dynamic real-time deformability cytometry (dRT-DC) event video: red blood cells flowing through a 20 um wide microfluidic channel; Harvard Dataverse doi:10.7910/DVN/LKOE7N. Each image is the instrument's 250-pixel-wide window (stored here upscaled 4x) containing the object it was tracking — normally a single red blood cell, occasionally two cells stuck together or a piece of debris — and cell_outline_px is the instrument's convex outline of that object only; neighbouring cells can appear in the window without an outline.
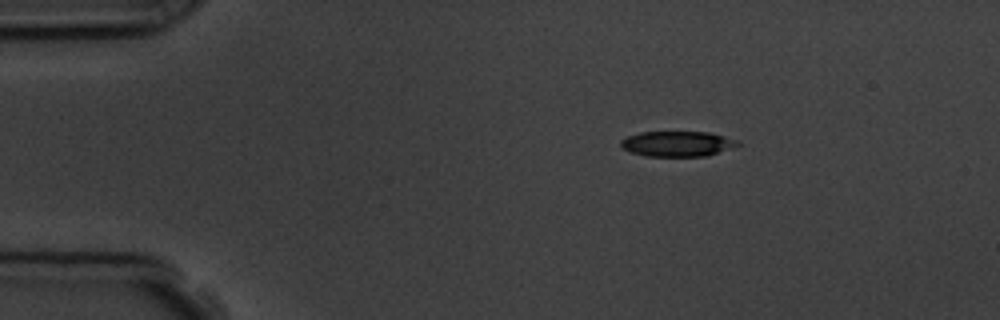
{"species": "common noctule bat (a hibernating species)", "species_latin": "Nyctalus noctula", "temperature_condition": "room temperature", "stored_images_in_passage": 4, "camera_frame_rate_fps": 3000, "um_per_image_px": 0.085, "animal": {"sex": "male", "body_mass_g": 19.5, "forearm_length_mm": 54.6}, "frame": {"image": 1, "passage_image": 2, "time_ms": 1.333, "image_size_px": [1000, 320], "cell_outline_px": [[740, 144], [708, 156], [644, 156], [632, 152], [624, 148], [620, 144], [620, 140], [628, 136], [640, 132], [708, 132], [724, 136], [736, 140]], "centroid_in_image_um": [57.55, 12.22], "position_along_channel_um": 27.4, "area_um2": 17.05}}